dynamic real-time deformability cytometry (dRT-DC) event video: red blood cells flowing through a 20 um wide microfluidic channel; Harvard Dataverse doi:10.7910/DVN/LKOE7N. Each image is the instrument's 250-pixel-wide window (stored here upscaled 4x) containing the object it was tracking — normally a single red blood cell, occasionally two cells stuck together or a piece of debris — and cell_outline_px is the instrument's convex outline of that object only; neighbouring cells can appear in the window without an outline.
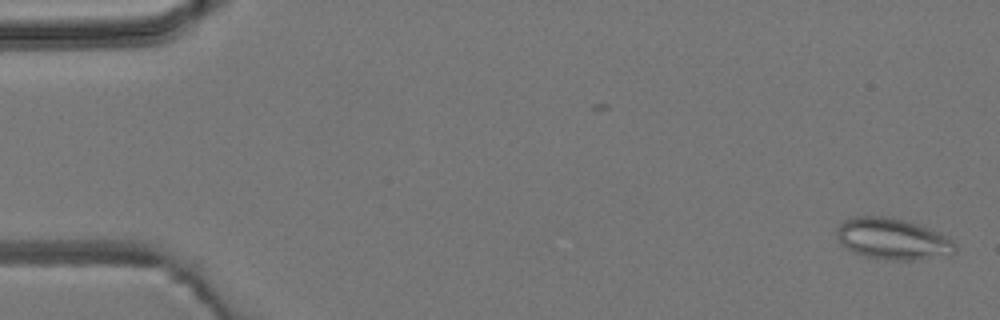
{"species": "common noctule bat (a hibernating species)", "species_latin": "Nyctalus noctula", "temperature_condition": "room temperature", "stored_images_in_passage": 2, "camera_frame_rate_fps": 3000, "um_per_image_px": 0.085, "animal": {"sex": "male", "body_mass_g": 19.2, "forearm_length_mm": 51.8}, "frame": {"image": 1, "passage_image": 2, "time_ms": 1.333, "image_size_px": [1000, 320], "cell_outline_px": [[956, 252], [952, 256], [912, 260], [892, 260], [864, 256], [852, 252], [840, 244], [836, 236], [836, 228], [844, 220], [852, 216], [892, 216], [908, 220], [940, 232], [948, 236], [956, 244]], "centroid_in_image_um": [75.9, 20.3], "position_along_channel_um": 9.1, "area_um2": 29.3}}